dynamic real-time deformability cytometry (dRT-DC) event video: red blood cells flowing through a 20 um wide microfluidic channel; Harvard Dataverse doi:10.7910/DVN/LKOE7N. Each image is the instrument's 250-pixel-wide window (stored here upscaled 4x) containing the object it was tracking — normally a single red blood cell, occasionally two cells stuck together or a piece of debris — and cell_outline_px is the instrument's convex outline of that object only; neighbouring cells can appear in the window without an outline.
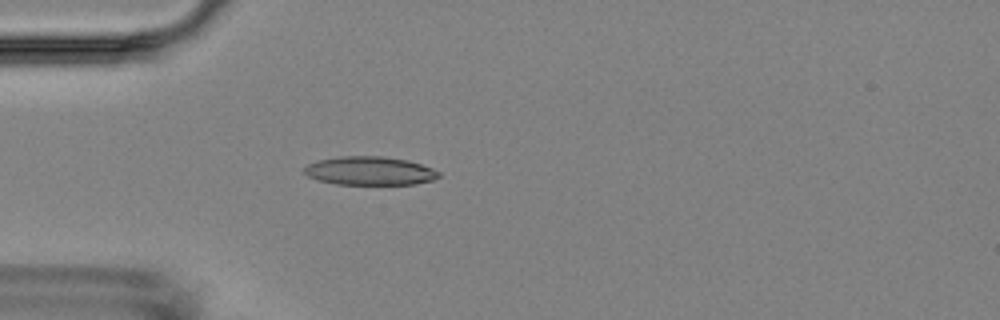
{"species": "Egyptian fruit bat (a non-hibernating species)", "species_latin": "Rousettus aegyptiacus", "temperature_condition": "room temperature", "stored_images_in_passage": 5, "camera_frame_rate_fps": 3000, "um_per_image_px": 0.085, "animal": {"sex": "female"}, "frame": {"image": 1, "passage_image": 3, "time_ms": 3.667, "image_size_px": [1000, 320], "cell_outline_px": [[440, 176], [432, 180], [416, 184], [336, 184], [320, 180], [308, 176], [304, 172], [304, 168], [308, 164], [320, 160], [340, 156], [384, 156], [408, 160], [432, 168], [440, 172]], "centroid_in_image_um": [31.46, 14.52], "position_along_channel_um": 53.5, "area_um2": 22.25}}